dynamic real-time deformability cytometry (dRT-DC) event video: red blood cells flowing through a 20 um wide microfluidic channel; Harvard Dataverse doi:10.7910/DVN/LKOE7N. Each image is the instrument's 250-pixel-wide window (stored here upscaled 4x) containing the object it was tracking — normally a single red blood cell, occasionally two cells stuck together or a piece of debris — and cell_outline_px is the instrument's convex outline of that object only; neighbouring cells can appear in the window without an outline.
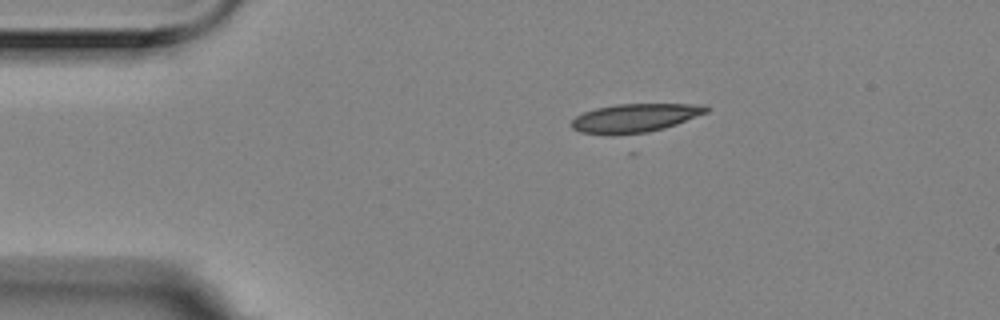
{"species": "Egyptian fruit bat (a non-hibernating species)", "species_latin": "Rousettus aegyptiacus", "temperature_condition": "room temperature", "stored_images_in_passage": 2, "camera_frame_rate_fps": 3000, "um_per_image_px": 0.085, "animal": {"sex": "female"}, "frame": {"image": 1, "passage_image": 2, "time_ms": 0.333, "image_size_px": [1000, 320], "cell_outline_px": [[708, 112], [676, 124], [664, 128], [636, 136], [612, 136], [580, 132], [572, 128], [572, 120], [576, 116], [584, 112], [596, 108], [616, 104], [704, 104], [708, 108]], "centroid_in_image_um": [53.95, 10.06], "position_along_channel_um": 31.1, "area_um2": 22.95}}